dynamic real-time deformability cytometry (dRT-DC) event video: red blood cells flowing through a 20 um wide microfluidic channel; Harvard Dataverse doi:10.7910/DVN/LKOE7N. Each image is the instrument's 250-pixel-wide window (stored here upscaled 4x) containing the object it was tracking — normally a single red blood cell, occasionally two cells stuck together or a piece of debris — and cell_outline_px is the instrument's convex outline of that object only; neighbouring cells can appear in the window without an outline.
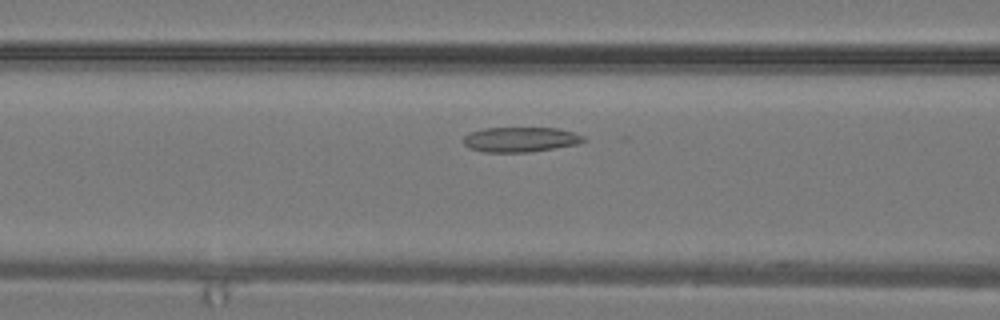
{"species": "common noctule bat (a hibernating species)", "species_latin": "Nyctalus noctula", "temperature_condition": "warm", "stored_images_in_passage": 24, "camera_frame_rate_fps": 3000, "um_per_image_px": 0.085, "animal": {"sex": "male", "body_mass_g": 19.2, "forearm_length_mm": 51.8}, "frame": {"image": 1, "passage_image": 4, "time_ms": 1.0, "image_size_px": [1000, 320], "cell_outline_px": [[588, 140], [576, 144], [528, 152], [484, 152], [468, 148], [464, 144], [464, 136], [472, 132], [484, 128], [556, 128], [572, 132], [584, 136]], "centroid_in_image_um": [44.22, 11.86], "position_along_channel_um": 122.4, "area_um2": 17.28}}
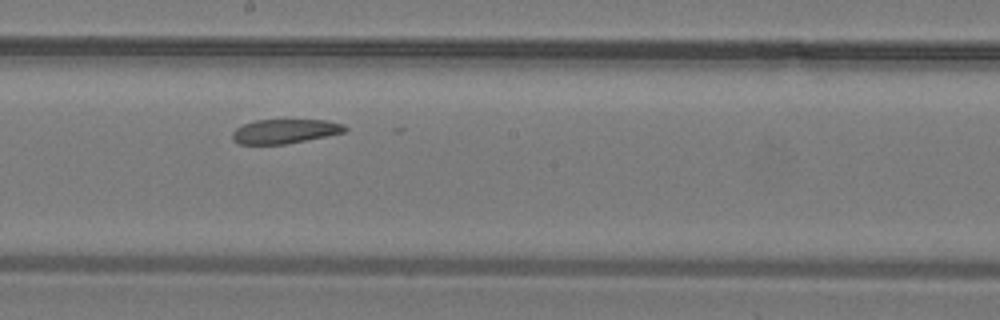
{"frame": {"image": 2, "passage_image": 9, "time_ms": 2.667, "image_size_px": [1000, 320], "cell_outline_px": [[348, 128], [344, 132], [284, 144], [240, 144], [232, 140], [232, 132], [236, 128], [244, 124], [256, 120], [328, 120], [344, 124]], "centroid_in_image_um": [24.19, 11.15], "position_along_channel_um": 224.0, "area_um2": 15.78}}
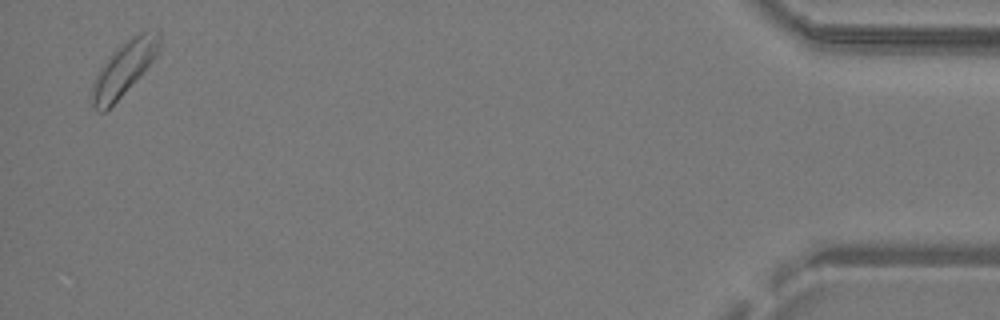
{"frame": {"image": 3, "passage_image": 23, "time_ms": 7.333, "image_size_px": [1000, 320], "cell_outline_px": [[160, 44], [156, 56], [124, 92], [104, 112], [100, 112], [92, 104], [88, 96], [92, 84], [100, 68], [116, 48], [132, 36], [148, 28], [160, 32]], "centroid_in_image_um": [10.51, 5.79], "position_along_channel_um": 424.7, "area_um2": 20.81}}